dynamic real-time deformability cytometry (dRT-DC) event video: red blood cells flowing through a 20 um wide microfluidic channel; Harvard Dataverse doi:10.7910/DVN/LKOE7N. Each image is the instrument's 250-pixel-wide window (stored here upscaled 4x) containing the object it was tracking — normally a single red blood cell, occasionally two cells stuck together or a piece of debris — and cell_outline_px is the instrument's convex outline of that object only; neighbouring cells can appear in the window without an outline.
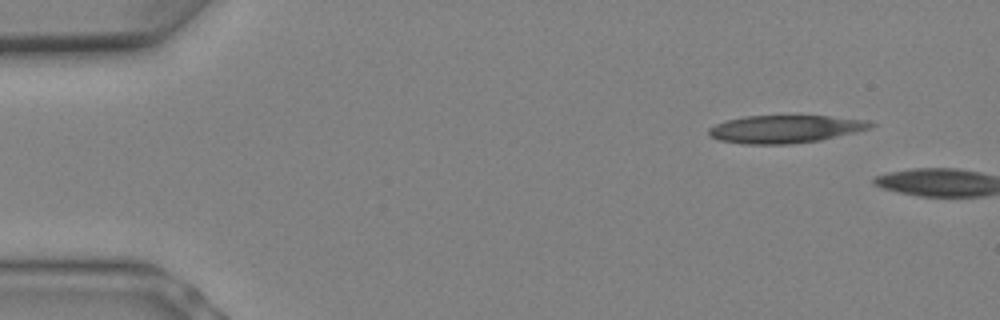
{"species": "Egyptian fruit bat (a non-hibernating species)", "species_latin": "Rousettus aegyptiacus", "temperature_condition": "warm", "stored_images_in_passage": 2, "camera_frame_rate_fps": 3000, "um_per_image_px": 0.085, "animal": {"sex": "female"}, "frame": {"image": 1, "passage_image": 1, "time_ms": 0.0, "image_size_px": [1000, 320], "cell_outline_px": [[876, 124], [872, 128], [856, 132], [820, 140], [788, 144], [740, 144], [720, 140], [708, 136], [708, 128], [724, 120], [744, 116], [828, 116], [868, 120]], "centroid_in_image_um": [66.72, 10.97], "position_along_channel_um": 18.3, "area_um2": 26.36}}